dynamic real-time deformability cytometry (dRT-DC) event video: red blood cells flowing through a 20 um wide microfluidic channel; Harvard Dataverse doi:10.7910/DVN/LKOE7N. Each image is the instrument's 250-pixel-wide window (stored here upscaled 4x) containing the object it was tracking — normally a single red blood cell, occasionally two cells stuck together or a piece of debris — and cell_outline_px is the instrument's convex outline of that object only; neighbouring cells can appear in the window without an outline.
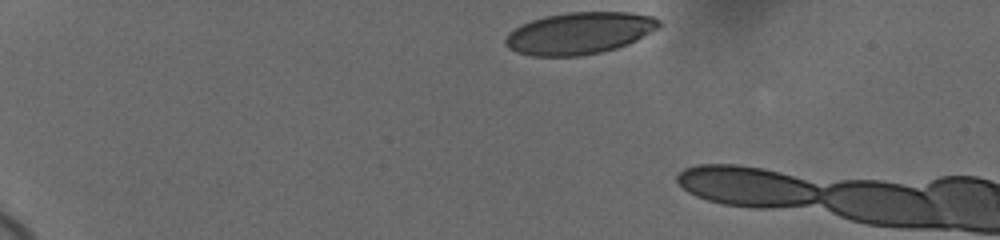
{"species": "human", "species_latin": "Homo sapiens", "temperature_condition": "cold", "stored_images_in_passage": 9, "camera_frame_rate_fps": 3000, "um_per_image_px": 0.085, "donor": {"sex": "female"}, "frame": {"image": 1, "passage_image": 1, "time_ms": 0.0, "image_size_px": [1000, 240], "cell_outline_px": [[660, 28], [628, 44], [616, 48], [600, 52], [580, 56], [532, 56], [516, 52], [508, 48], [504, 44], [504, 40], [508, 32], [520, 24], [544, 16], [568, 12], [628, 12], [652, 16], [660, 20]], "centroid_in_image_um": [49.22, 2.82], "position_along_channel_um": 35.8, "area_um2": 37.74}}